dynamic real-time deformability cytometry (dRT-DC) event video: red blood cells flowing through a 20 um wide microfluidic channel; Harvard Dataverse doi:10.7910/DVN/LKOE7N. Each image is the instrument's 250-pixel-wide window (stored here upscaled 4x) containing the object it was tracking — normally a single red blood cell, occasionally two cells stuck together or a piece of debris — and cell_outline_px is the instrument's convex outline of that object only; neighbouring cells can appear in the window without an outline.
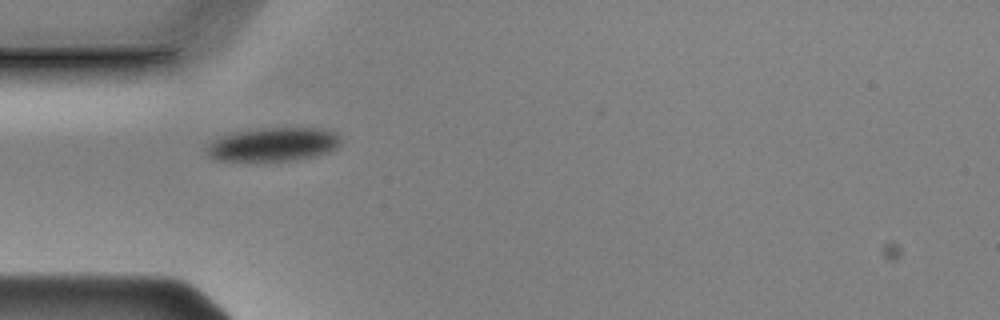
{"species": "Egyptian fruit bat (a non-hibernating species)", "species_latin": "Rousettus aegyptiacus", "temperature_condition": "cold", "stored_images_in_passage": 32, "camera_frame_rate_fps": 3000, "um_per_image_px": 0.085, "animal": {"sex": "male"}, "frame": {"image": 1, "passage_image": 1, "time_ms": 0.0, "image_size_px": [1000, 320], "cell_outline_px": [[340, 144], [336, 148], [328, 152], [316, 156], [296, 160], [216, 160], [208, 156], [204, 148], [212, 140], [220, 136], [232, 132], [264, 128], [332, 128], [340, 136]], "centroid_in_image_um": [23.24, 12.26], "position_along_channel_um": 61.8, "area_um2": 26.59}}
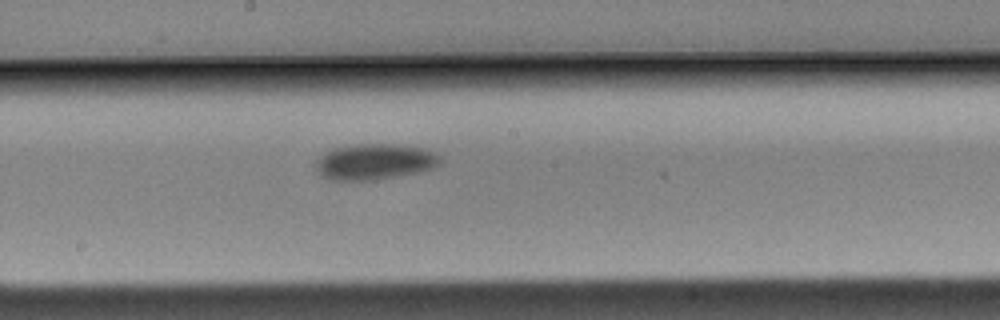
{"frame": {"image": 2, "passage_image": 14, "time_ms": 4.333, "image_size_px": [1000, 320], "cell_outline_px": [[440, 164], [432, 168], [416, 172], [376, 180], [336, 180], [324, 176], [316, 168], [316, 156], [328, 148], [360, 144], [392, 144], [424, 148], [436, 152], [440, 156]], "centroid_in_image_um": [31.81, 13.72], "position_along_channel_um": 216.4, "area_um2": 26.07}}
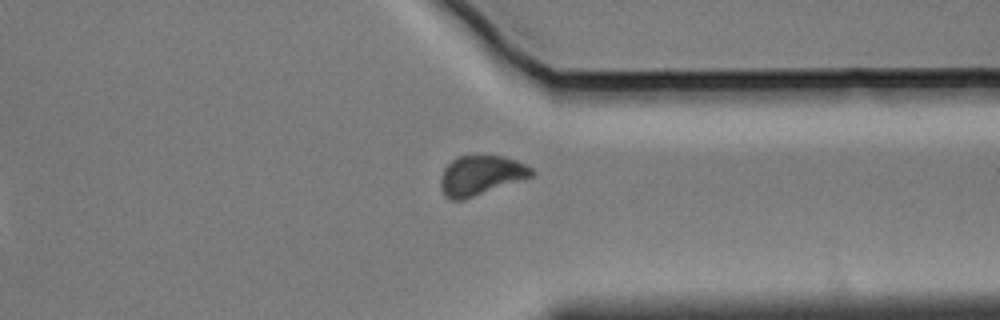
{"frame": {"image": 3, "passage_image": 27, "time_ms": 8.667, "image_size_px": [1000, 320], "cell_outline_px": [[536, 172], [532, 176], [464, 200], [452, 200], [444, 196], [440, 188], [440, 176], [444, 168], [456, 156], [504, 156], [516, 160], [532, 168]], "centroid_in_image_um": [40.83, 14.91], "position_along_channel_um": 370.6, "area_um2": 21.04}, "authors_computed_cell_mechanics": {"area_um2": 25.1141, "velocity_mm_per_s": 3.5917, "shape_relaxation_time_tau1_ms": 1.7861, "shape_relaxation_time_tau2_ms": null, "deformation_change_tau1": 0.0508, "deformation_change_tau2": null}}